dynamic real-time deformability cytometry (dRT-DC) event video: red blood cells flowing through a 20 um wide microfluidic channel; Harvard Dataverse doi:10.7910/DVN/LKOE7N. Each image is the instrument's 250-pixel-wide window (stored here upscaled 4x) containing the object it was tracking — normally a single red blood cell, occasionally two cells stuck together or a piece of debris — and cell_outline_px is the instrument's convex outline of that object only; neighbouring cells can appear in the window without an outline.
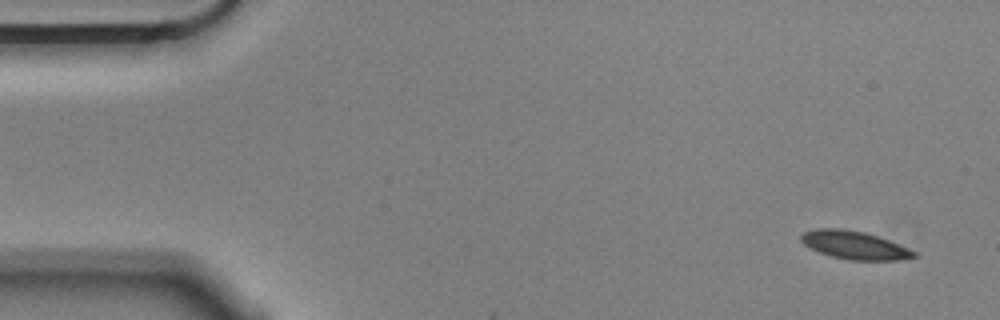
{"species": "Egyptian fruit bat (a non-hibernating species)", "species_latin": "Rousettus aegyptiacus", "temperature_condition": "cold", "stored_images_in_passage": 10, "camera_frame_rate_fps": 3000, "um_per_image_px": 0.085, "animal": {"sex": "male"}, "frame": {"image": 1, "passage_image": 1, "time_ms": 0.0, "image_size_px": [1000, 320], "cell_outline_px": [[916, 256], [900, 260], [852, 260], [832, 256], [820, 252], [804, 244], [800, 240], [800, 236], [804, 232], [816, 228], [844, 228], [864, 232], [888, 240], [908, 248], [916, 252]], "centroid_in_image_um": [72.61, 20.82], "position_along_channel_um": 12.4, "area_um2": 18.26}}